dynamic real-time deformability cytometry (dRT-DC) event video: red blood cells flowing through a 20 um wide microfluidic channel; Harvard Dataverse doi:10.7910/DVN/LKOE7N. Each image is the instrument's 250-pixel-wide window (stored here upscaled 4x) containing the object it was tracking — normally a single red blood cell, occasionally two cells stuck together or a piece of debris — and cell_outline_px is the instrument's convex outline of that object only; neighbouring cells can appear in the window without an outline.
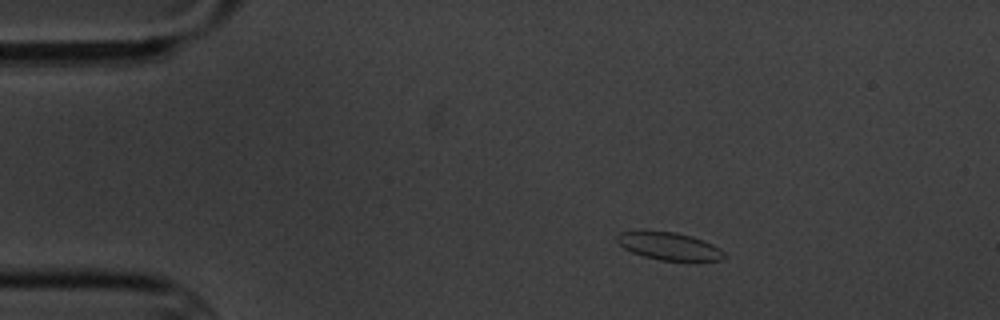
{"species": "common noctule bat (a hibernating species)", "species_latin": "Nyctalus noctula", "temperature_condition": "cold", "stored_images_in_passage": 2, "camera_frame_rate_fps": 3000, "um_per_image_px": 0.085, "animal": {"sex": "male", "body_mass_g": 20.1, "forearm_length_mm": 53.5}, "frame": {"image": 1, "passage_image": 1, "time_ms": 0.0, "image_size_px": [1000, 320], "cell_outline_px": [[728, 256], [724, 260], [660, 260], [644, 256], [632, 252], [624, 248], [616, 240], [616, 236], [620, 232], [676, 232], [692, 236], [704, 240], [720, 248]], "centroid_in_image_um": [56.93, 20.93], "position_along_channel_um": 28.1, "area_um2": 16.99}}